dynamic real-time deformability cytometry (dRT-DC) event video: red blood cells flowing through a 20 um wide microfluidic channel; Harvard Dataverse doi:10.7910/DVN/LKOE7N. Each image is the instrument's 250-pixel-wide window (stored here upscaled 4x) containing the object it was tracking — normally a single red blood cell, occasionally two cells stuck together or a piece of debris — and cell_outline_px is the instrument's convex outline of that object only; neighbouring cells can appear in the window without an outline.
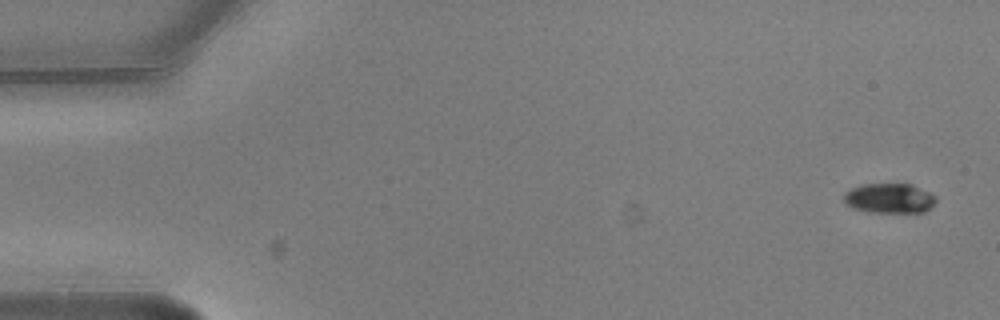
{"species": "common noctule bat (a hibernating species)", "species_latin": "Nyctalus noctula", "temperature_condition": "warm", "stored_images_in_passage": 4, "camera_frame_rate_fps": 3000, "um_per_image_px": 0.085, "animal": {"sex": "male", "body_mass_g": 20.5, "forearm_length_mm": 52.5}, "frame": {"image": 1, "passage_image": 1, "time_ms": 0.0, "image_size_px": [1000, 320], "cell_outline_px": [[936, 200], [924, 212], [868, 212], [852, 208], [844, 204], [844, 192], [860, 184], [912, 184], [936, 196]], "centroid_in_image_um": [75.54, 16.85], "position_along_channel_um": 9.5, "area_um2": 16.01}}